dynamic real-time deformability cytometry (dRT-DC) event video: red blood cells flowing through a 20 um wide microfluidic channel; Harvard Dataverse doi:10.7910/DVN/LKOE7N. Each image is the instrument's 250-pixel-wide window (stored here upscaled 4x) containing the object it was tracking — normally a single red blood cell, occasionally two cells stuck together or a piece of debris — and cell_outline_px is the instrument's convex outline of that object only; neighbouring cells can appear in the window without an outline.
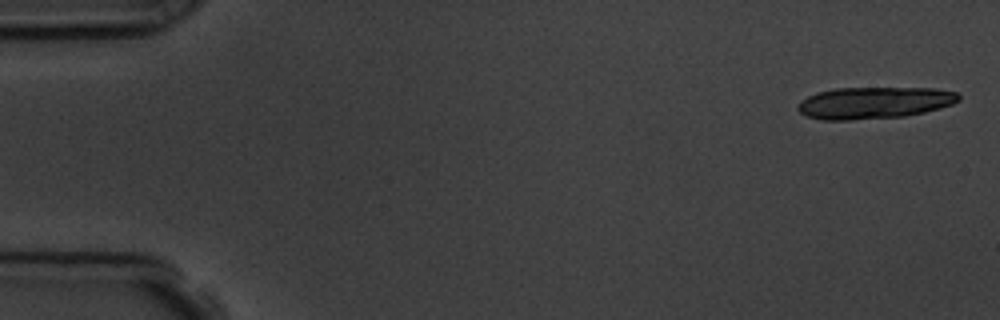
{"species": "common noctule bat (a hibernating species)", "species_latin": "Nyctalus noctula", "temperature_condition": "room temperature", "stored_images_in_passage": 7, "camera_frame_rate_fps": 3000, "um_per_image_px": 0.085, "animal": {"sex": "male", "body_mass_g": 19.5, "forearm_length_mm": 54.6}, "frame": {"image": 1, "passage_image": 1, "time_ms": 0.0, "image_size_px": [1000, 320], "cell_outline_px": [[960, 100], [952, 104], [940, 108], [924, 112], [904, 116], [852, 120], [820, 120], [804, 116], [796, 108], [800, 100], [816, 92], [836, 88], [936, 88], [956, 92], [960, 96]], "centroid_in_image_um": [74.26, 8.74], "position_along_channel_um": 10.7, "area_um2": 30.06}}